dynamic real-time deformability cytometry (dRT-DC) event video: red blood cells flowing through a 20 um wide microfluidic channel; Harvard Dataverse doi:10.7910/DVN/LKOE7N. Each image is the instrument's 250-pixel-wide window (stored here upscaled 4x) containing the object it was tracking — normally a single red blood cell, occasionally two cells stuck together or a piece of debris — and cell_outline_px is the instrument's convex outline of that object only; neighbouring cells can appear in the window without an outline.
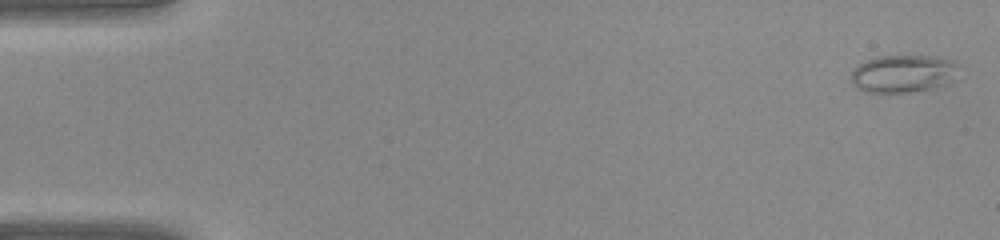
{"species": "common noctule bat (a hibernating species)", "species_latin": "Nyctalus noctula", "temperature_condition": "warm", "stored_images_in_passage": 40, "camera_frame_rate_fps": 3000, "um_per_image_px": 0.085, "animal": {"sex": "female", "body_mass_g": 22.0, "forearm_length_mm": 56.7}, "frame": {"image": 1, "passage_image": 1, "time_ms": 0.0, "image_size_px": [1000, 240], "cell_outline_px": [[956, 64], [944, 84], [928, 88], [908, 92], [868, 92], [852, 84], [852, 72], [860, 64], [876, 56], [932, 56], [948, 60]], "centroid_in_image_um": [76.63, 6.25], "position_along_channel_um": 8.4, "area_um2": 22.31}}
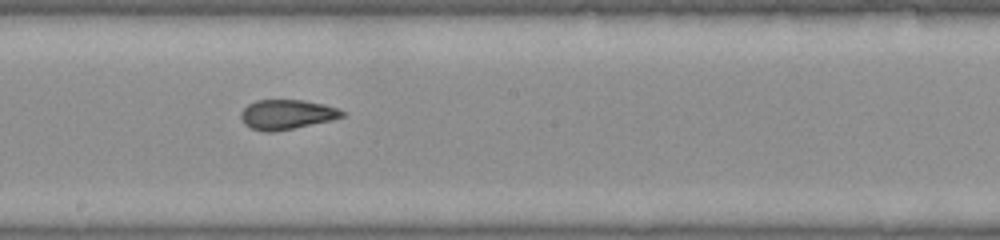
{"frame": {"image": 2, "passage_image": 22, "time_ms": 7.0, "image_size_px": [1000, 240], "cell_outline_px": [[344, 116], [332, 120], [276, 132], [264, 132], [252, 128], [244, 124], [240, 116], [240, 112], [248, 104], [256, 100], [304, 100], [324, 104], [336, 108], [344, 112]], "centroid_in_image_um": [24.35, 9.73], "position_along_channel_um": 223.8, "area_um2": 17.57}}
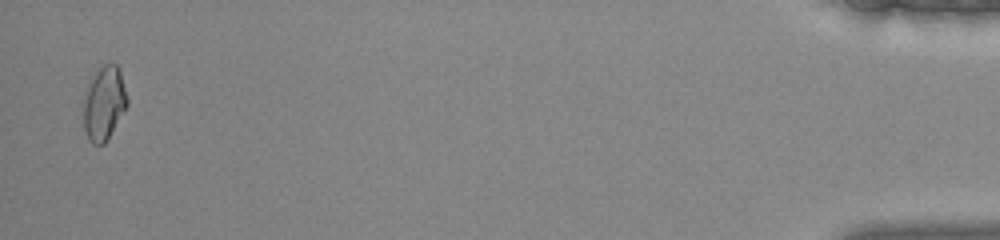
{"frame": {"image": 3, "passage_image": 39, "time_ms": 12.667, "image_size_px": [1000, 240], "cell_outline_px": [[128, 104], [104, 144], [92, 144], [88, 140], [84, 128], [84, 100], [88, 88], [96, 72], [104, 64], [116, 64], [120, 72], [128, 100]], "centroid_in_image_um": [8.85, 8.81], "position_along_channel_um": 426.4, "area_um2": 18.21}}